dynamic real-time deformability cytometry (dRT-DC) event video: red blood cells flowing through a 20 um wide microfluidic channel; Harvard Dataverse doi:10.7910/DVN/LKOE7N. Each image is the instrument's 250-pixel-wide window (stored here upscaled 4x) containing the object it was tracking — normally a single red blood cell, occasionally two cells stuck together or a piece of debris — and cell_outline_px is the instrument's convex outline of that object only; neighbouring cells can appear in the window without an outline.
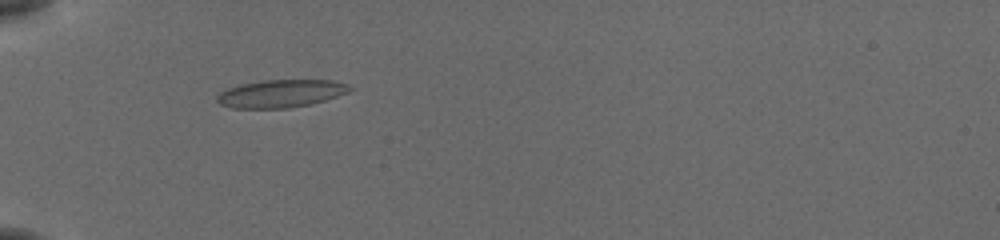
{"species": "common noctule bat (a hibernating species)", "species_latin": "Nyctalus noctula", "temperature_condition": "cold", "stored_images_in_passage": 23, "camera_frame_rate_fps": 3000, "um_per_image_px": 0.085, "animal": {"sex": "female", "body_mass_g": 19.5, "forearm_length_mm": 54.1}, "frame": {"image": 1, "passage_image": 2, "time_ms": 0.333, "image_size_px": [1000, 240], "cell_outline_px": [[356, 88], [348, 92], [324, 100], [308, 104], [288, 108], [232, 108], [220, 104], [216, 100], [216, 96], [220, 92], [228, 88], [240, 84], [260, 80], [332, 80], [348, 84]], "centroid_in_image_um": [23.86, 7.94], "position_along_channel_um": 61.1, "area_um2": 21.5}}
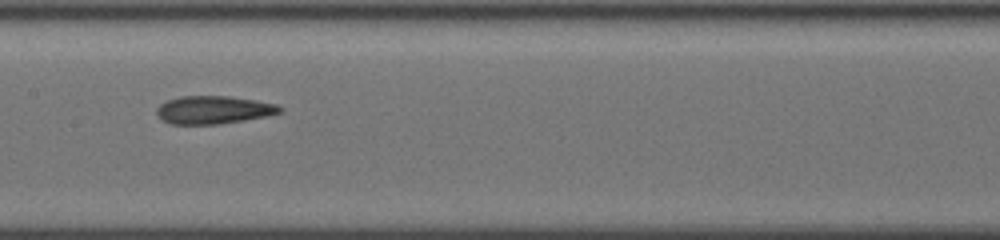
{"frame": {"image": 2, "passage_image": 12, "time_ms": 3.667, "image_size_px": [1000, 240], "cell_outline_px": [[284, 108], [280, 112], [264, 116], [216, 124], [172, 124], [164, 120], [156, 112], [156, 108], [160, 104], [168, 100], [180, 96], [228, 96], [256, 100], [276, 104]], "centroid_in_image_um": [18.13, 9.32], "position_along_channel_um": 189.3, "area_um2": 19.71}}
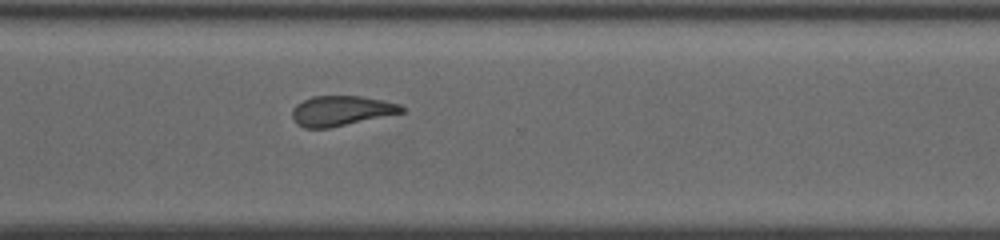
{"frame": {"image": 3, "passage_image": 23, "time_ms": 7.333, "image_size_px": [1000, 240], "cell_outline_px": [[404, 112], [328, 128], [304, 128], [296, 124], [292, 116], [292, 108], [296, 104], [312, 96], [364, 96], [400, 104], [404, 108]], "centroid_in_image_um": [28.97, 9.41], "position_along_channel_um": 341.6, "area_um2": 19.07}}